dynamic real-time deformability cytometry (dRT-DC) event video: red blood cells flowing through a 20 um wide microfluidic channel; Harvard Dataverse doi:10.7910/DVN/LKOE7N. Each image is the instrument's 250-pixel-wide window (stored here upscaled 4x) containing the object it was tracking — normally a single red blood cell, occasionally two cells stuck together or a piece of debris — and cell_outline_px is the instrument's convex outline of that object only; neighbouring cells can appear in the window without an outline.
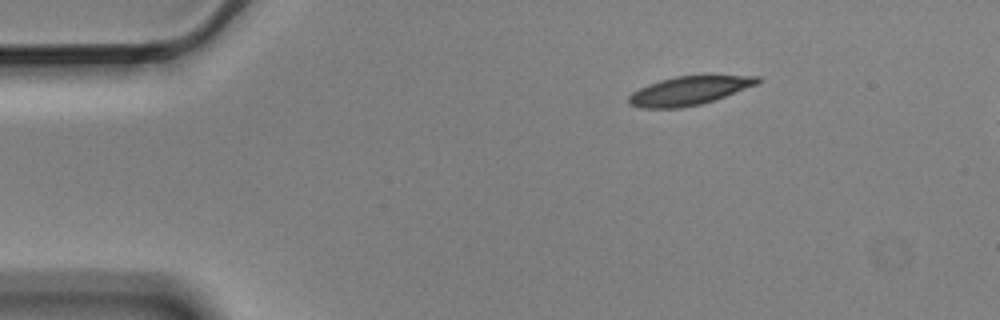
{"species": "Egyptian fruit bat (a non-hibernating species)", "species_latin": "Rousettus aegyptiacus", "temperature_condition": "cold", "stored_images_in_passage": 4, "segment_of_instrument_passage": [1, 2], "camera_frame_rate_fps": 3000, "um_per_image_px": 0.085, "animal": {"sex": "male"}, "frame": {"image": 1, "passage_image": 1, "time_ms": 0.0, "image_size_px": [1000, 320], "cell_outline_px": [[760, 84], [716, 100], [700, 104], [680, 108], [640, 108], [628, 104], [628, 96], [632, 92], [648, 84], [660, 80], [676, 76], [760, 76]], "centroid_in_image_um": [58.58, 7.72], "position_along_channel_um": 26.4, "area_um2": 21.62}}